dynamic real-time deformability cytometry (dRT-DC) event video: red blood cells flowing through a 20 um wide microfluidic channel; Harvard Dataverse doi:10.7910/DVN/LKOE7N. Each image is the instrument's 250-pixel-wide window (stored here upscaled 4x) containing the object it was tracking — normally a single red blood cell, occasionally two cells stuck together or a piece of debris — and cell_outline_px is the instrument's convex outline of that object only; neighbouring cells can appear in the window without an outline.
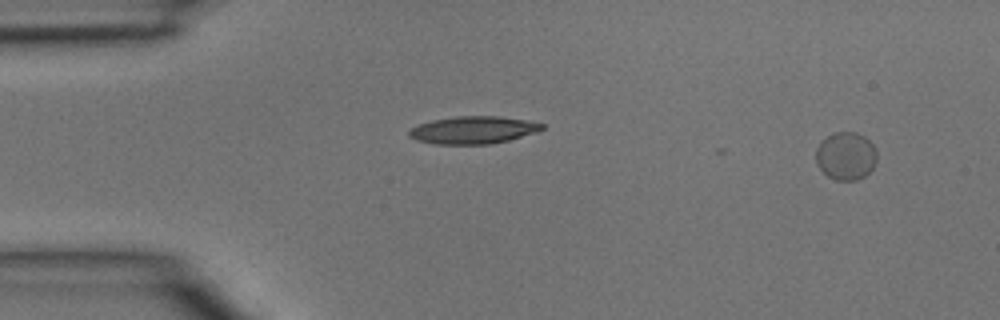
{"species": "common noctule bat (a hibernating species)", "species_latin": "Nyctalus noctula", "temperature_condition": "room temperature", "stored_images_in_passage": 9, "camera_frame_rate_fps": 3000, "um_per_image_px": 0.085, "animal": {"sex": "male", "body_mass_g": 15.6}, "frame": {"image": 1, "passage_image": 2, "time_ms": 0.333, "image_size_px": [1000, 320], "cell_outline_px": [[876, 160], [872, 168], [864, 176], [856, 180], [836, 180], [828, 176], [816, 164], [816, 148], [828, 136], [836, 132], [856, 132], [864, 136], [872, 144], [876, 152]], "centroid_in_image_um": [71.89, 13.26], "position_along_channel_um": 13.1, "area_um2": 16.76}}